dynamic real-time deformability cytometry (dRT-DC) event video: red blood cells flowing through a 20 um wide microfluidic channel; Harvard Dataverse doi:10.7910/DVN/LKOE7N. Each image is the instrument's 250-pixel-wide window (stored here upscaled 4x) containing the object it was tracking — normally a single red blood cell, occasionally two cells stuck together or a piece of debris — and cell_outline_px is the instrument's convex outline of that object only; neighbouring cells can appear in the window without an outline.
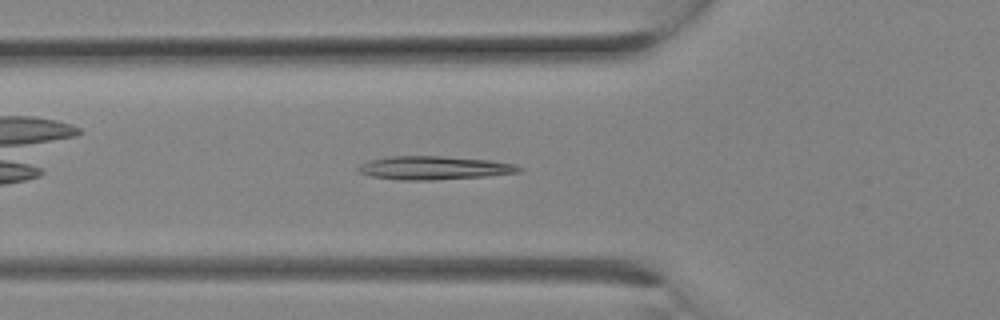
{"species": "Egyptian fruit bat (a non-hibernating species)", "species_latin": "Rousettus aegyptiacus", "temperature_condition": "room temperature", "stored_images_in_passage": 14, "camera_frame_rate_fps": 3000, "um_per_image_px": 0.085, "animal": {"sex": "female"}, "frame": {"image": 1, "passage_image": 6, "time_ms": 1.667, "image_size_px": [1000, 320], "cell_outline_px": [[524, 168], [520, 172], [484, 176], [432, 180], [400, 180], [372, 176], [360, 172], [356, 168], [360, 164], [368, 160], [388, 156], [444, 156], [492, 160], [516, 164]], "centroid_in_image_um": [36.91, 14.26], "position_along_channel_um": 88.9, "area_um2": 22.08}}
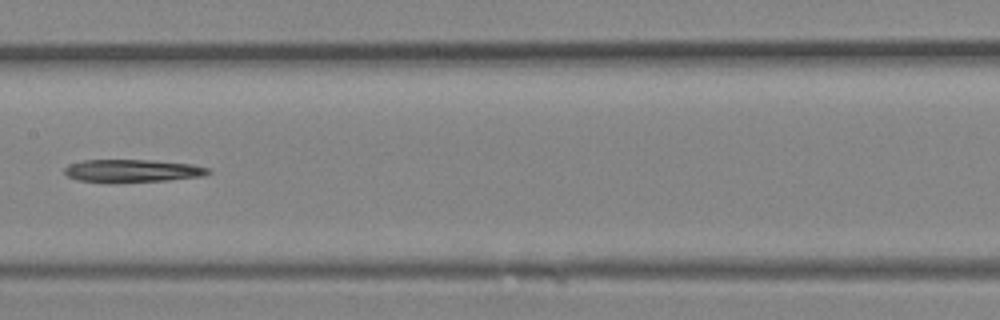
{"frame": {"image": 2, "passage_image": 10, "time_ms": 3.0, "image_size_px": [1000, 320], "cell_outline_px": [[212, 172], [204, 176], [168, 180], [76, 180], [68, 176], [64, 172], [64, 168], [68, 164], [84, 160], [152, 160], [192, 164], [208, 168]], "centroid_in_image_um": [11.3, 14.47], "position_along_channel_um": 196.1, "area_um2": 18.26}}
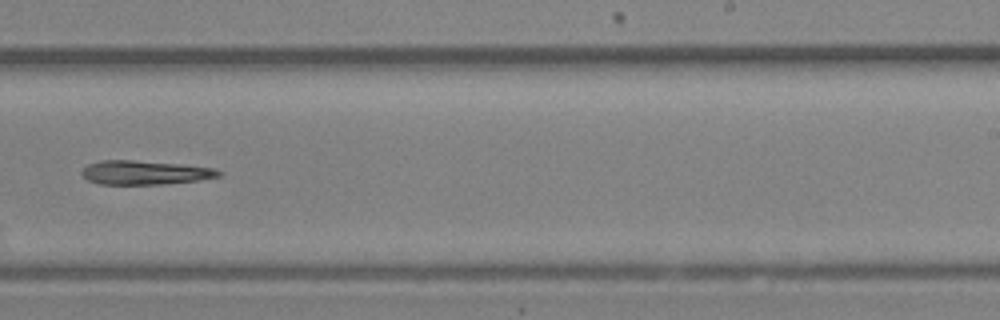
{"frame": {"image": 3, "passage_image": 13, "time_ms": 4.0, "image_size_px": [1000, 320], "cell_outline_px": [[224, 172], [220, 176], [200, 180], [160, 184], [100, 184], [88, 180], [80, 172], [88, 164], [100, 160], [132, 160], [180, 164], [216, 168]], "centroid_in_image_um": [12.34, 14.66], "position_along_channel_um": 276.7, "area_um2": 19.13}}